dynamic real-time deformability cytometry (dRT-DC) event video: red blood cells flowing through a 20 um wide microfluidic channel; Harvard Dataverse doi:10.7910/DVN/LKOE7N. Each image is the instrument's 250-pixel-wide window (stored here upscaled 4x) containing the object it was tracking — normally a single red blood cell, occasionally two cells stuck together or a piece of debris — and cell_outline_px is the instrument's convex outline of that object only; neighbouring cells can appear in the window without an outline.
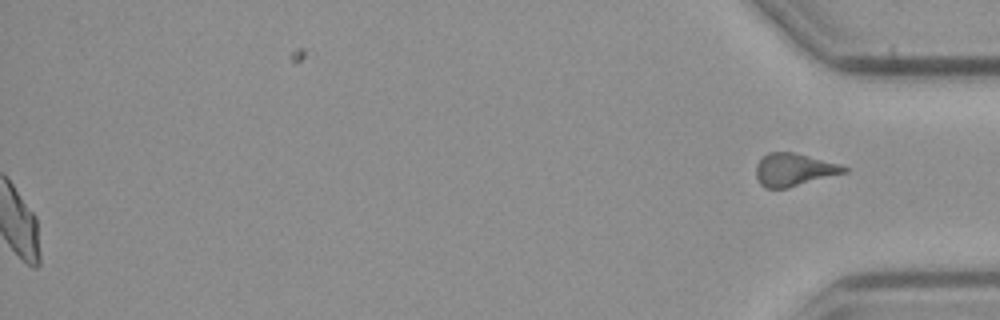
{"species": "common noctule bat (a hibernating species)", "species_latin": "Nyctalus noctula", "temperature_condition": "cold", "stored_images_in_passage": 54, "segment_of_instrument_passage": [2, 2], "camera_frame_rate_fps": 3000, "um_per_image_px": 0.085, "animal": {"sex": "male", "body_mass_g": 23.1, "forearm_length_mm": 52.7}, "frame": {"image": 1, "passage_image": 54, "time_ms": 17.667, "image_size_px": [1000, 320], "cell_outline_px": [[848, 172], [788, 188], [764, 188], [760, 184], [756, 176], [756, 164], [768, 152], [792, 152], [840, 164], [848, 168]], "centroid_in_image_um": [67.48, 14.44], "position_along_channel_um": 367.7, "area_um2": 16.76}}